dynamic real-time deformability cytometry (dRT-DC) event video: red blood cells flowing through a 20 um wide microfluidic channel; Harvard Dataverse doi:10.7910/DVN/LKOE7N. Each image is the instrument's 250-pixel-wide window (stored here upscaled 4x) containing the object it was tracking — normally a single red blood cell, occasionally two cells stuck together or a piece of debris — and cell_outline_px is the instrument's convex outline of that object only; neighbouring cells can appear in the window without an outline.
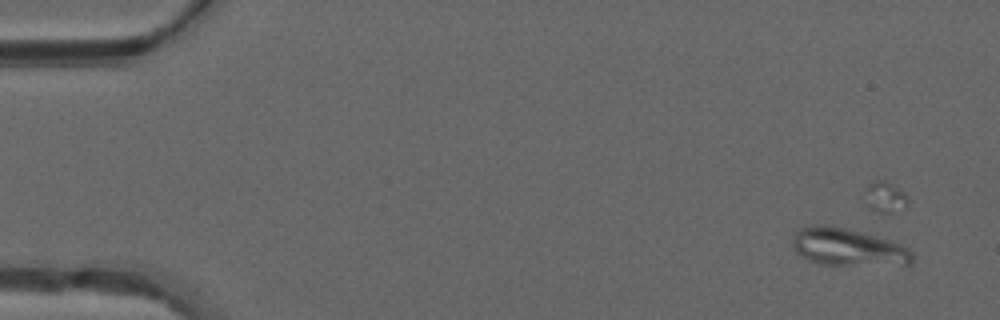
{"species": "common noctule bat (a hibernating species)", "species_latin": "Nyctalus noctula", "temperature_condition": "warm", "stored_images_in_passage": 34, "camera_frame_rate_fps": 3000, "um_per_image_px": 0.085, "animal": {"sex": "male", "forearm_length_mm": 52.5}, "frame": {"image": 1, "passage_image": 4, "time_ms": 1.0, "image_size_px": [1000, 320], "cell_outline_px": [[912, 264], [820, 264], [800, 256], [796, 252], [792, 244], [792, 240], [796, 232], [800, 228], [812, 224], [824, 224], [844, 228], [876, 236], [900, 244], [908, 248], [912, 252]], "centroid_in_image_um": [72.02, 20.99], "position_along_channel_um": 13.0, "area_um2": 25.72}}
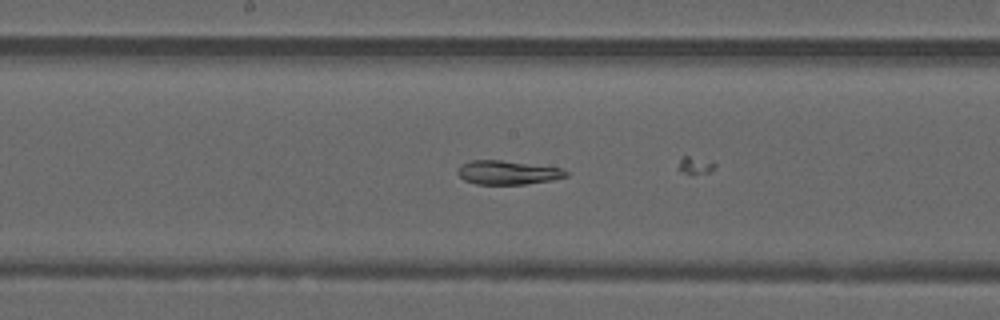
{"frame": {"image": 2, "passage_image": 27, "time_ms": 8.667, "image_size_px": [1000, 320], "cell_outline_px": [[568, 176], [552, 180], [524, 184], [476, 184], [464, 180], [456, 172], [464, 164], [472, 160], [500, 160], [564, 168], [568, 172]], "centroid_in_image_um": [43.2, 14.67], "position_along_channel_um": 205.0, "area_um2": 14.97}}
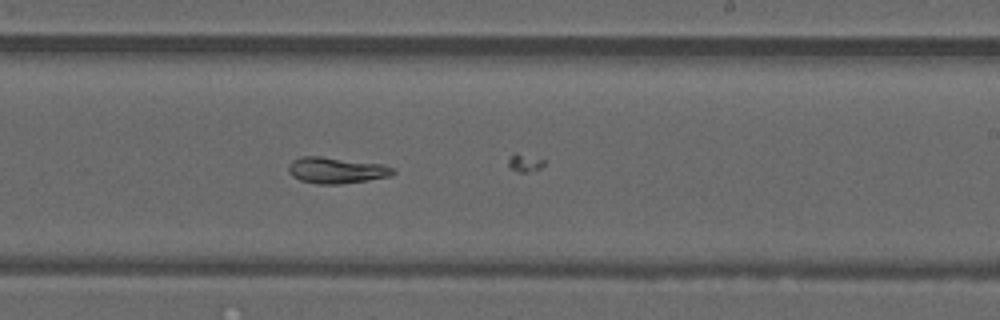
{"frame": {"image": 3, "passage_image": 31, "time_ms": 10.0, "image_size_px": [1000, 320], "cell_outline_px": [[396, 172], [388, 176], [368, 180], [340, 184], [316, 184], [300, 180], [292, 176], [288, 172], [288, 168], [292, 160], [300, 156], [320, 156], [384, 164], [392, 168]], "centroid_in_image_um": [28.55, 14.47], "position_along_channel_um": 260.4, "area_um2": 15.95}}